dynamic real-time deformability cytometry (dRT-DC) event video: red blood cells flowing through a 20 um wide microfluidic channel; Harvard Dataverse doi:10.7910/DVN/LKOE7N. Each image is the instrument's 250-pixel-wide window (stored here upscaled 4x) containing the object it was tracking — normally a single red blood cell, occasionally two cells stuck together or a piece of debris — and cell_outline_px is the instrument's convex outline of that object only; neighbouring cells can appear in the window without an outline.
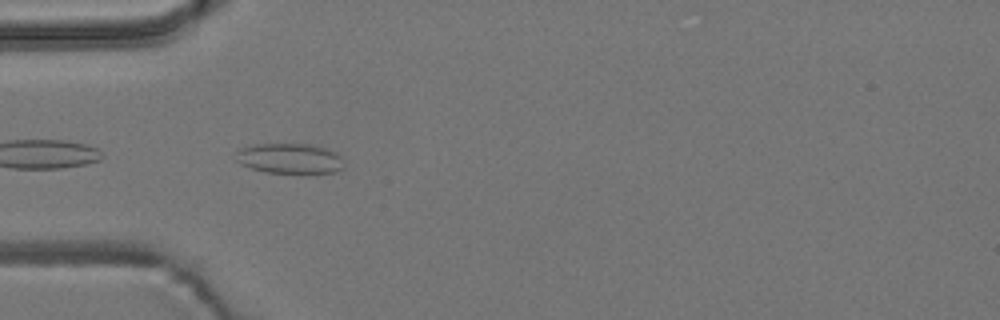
{"species": "common noctule bat (a hibernating species)", "species_latin": "Nyctalus noctula", "temperature_condition": "room temperature", "stored_images_in_passage": 7, "camera_frame_rate_fps": 3000, "um_per_image_px": 0.085, "animal": {"sex": "male", "body_mass_g": 19.2, "forearm_length_mm": 51.8}, "frame": {"image": 1, "passage_image": 1, "time_ms": 0.0, "image_size_px": [1000, 320], "cell_outline_px": [[344, 168], [336, 172], [304, 176], [264, 172], [240, 164], [236, 160], [236, 152], [240, 148], [256, 144], [308, 144], [324, 148], [336, 152], [340, 156]], "centroid_in_image_um": [24.65, 13.53], "position_along_channel_um": 60.3, "area_um2": 19.83}}
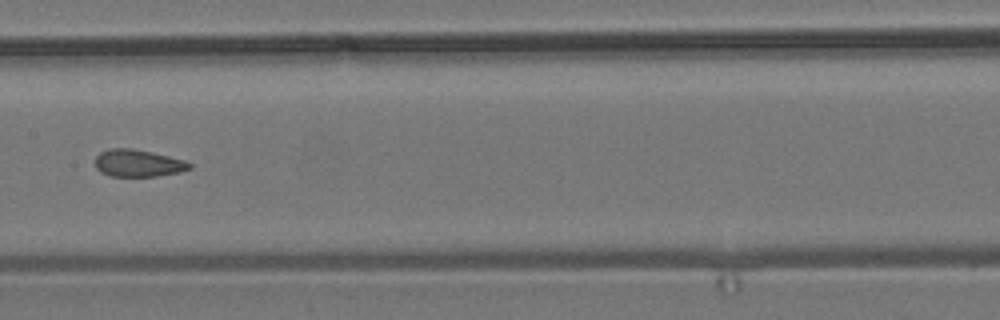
{"frame": {"image": 2, "passage_image": 4, "time_ms": 1.0, "image_size_px": [1000, 320], "cell_outline_px": [[192, 168], [180, 172], [156, 176], [112, 176], [100, 172], [96, 168], [96, 156], [100, 152], [108, 148], [132, 148], [152, 152], [184, 160], [192, 164]], "centroid_in_image_um": [11.73, 13.86], "position_along_channel_um": 195.7, "area_um2": 14.97}}
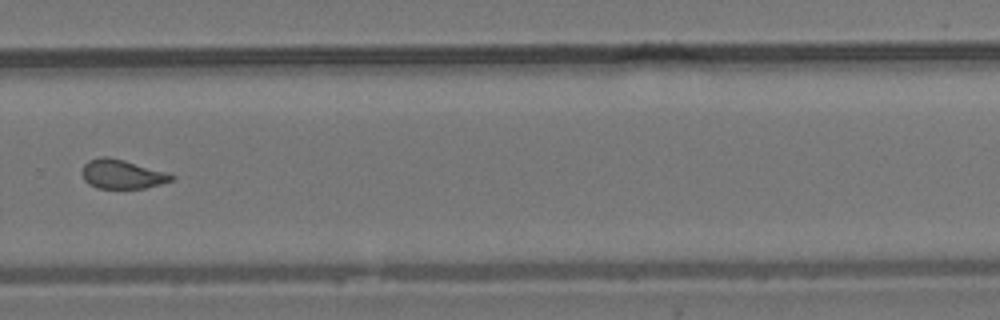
{"frame": {"image": 3, "passage_image": 7, "time_ms": 2.0, "image_size_px": [1000, 320], "cell_outline_px": [[176, 176], [172, 180], [160, 184], [144, 188], [96, 188], [88, 184], [84, 180], [80, 172], [84, 164], [88, 160], [100, 156], [108, 156], [124, 160], [168, 172]], "centroid_in_image_um": [10.34, 14.79], "position_along_channel_um": 319.5, "area_um2": 15.37}}